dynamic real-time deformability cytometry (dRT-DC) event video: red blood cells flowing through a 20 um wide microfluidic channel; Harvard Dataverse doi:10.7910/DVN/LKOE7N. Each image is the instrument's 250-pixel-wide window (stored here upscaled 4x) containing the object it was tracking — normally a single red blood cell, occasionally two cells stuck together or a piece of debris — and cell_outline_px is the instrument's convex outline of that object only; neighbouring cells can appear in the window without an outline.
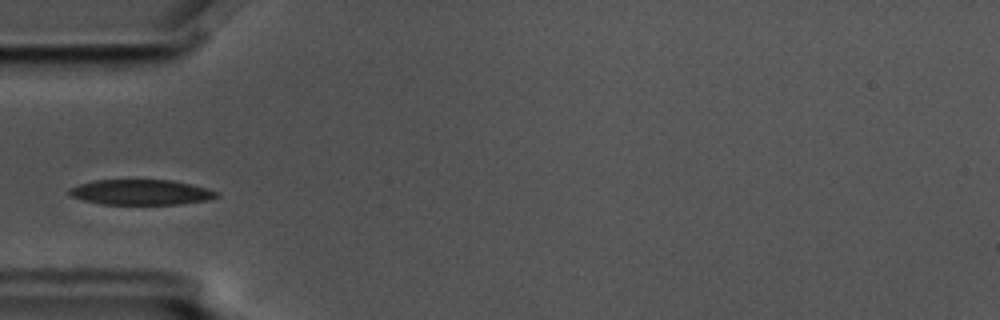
{"species": "common noctule bat (a hibernating species)", "species_latin": "Nyctalus noctula", "temperature_condition": "cold", "stored_images_in_passage": 9, "camera_frame_rate_fps": 3000, "um_per_image_px": 0.085, "animal": {"sex": "male", "body_mass_g": 17.5, "forearm_length_mm": 52.3}, "frame": {"image": 1, "passage_image": 6, "time_ms": 1.667, "image_size_px": [1000, 320], "cell_outline_px": [[220, 196], [208, 200], [180, 204], [100, 204], [68, 196], [68, 188], [80, 184], [96, 180], [172, 180], [208, 188], [220, 192]], "centroid_in_image_um": [11.99, 16.34], "position_along_channel_um": 73.0, "area_um2": 21.85}}